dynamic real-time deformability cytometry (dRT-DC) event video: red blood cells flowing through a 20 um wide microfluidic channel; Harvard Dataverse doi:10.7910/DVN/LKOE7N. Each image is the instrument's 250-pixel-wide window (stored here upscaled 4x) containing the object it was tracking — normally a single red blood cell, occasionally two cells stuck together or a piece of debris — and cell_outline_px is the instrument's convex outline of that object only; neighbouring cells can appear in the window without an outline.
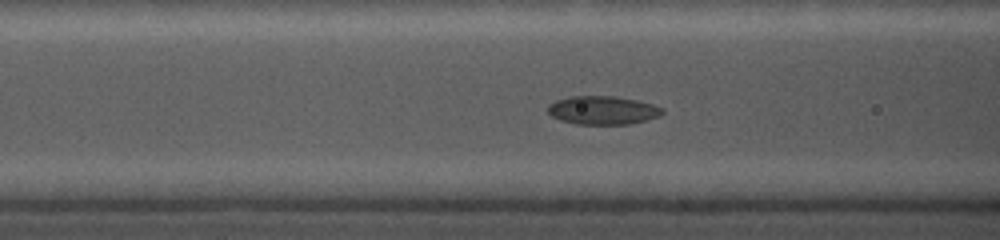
{"species": "common noctule bat (a hibernating species)", "species_latin": "Nyctalus noctula", "temperature_condition": "cold", "stored_images_in_passage": 60, "camera_frame_rate_fps": 5000, "um_per_image_px": 0.085, "animal": {"sex": "female", "body_mass_g": 19.0, "forearm_length_mm": 56.7}, "frame": {"image": 1, "passage_image": 9, "time_ms": 3.0, "image_size_px": [1000, 240], "cell_outline_px": [[664, 112], [660, 116], [628, 124], [576, 124], [560, 120], [552, 116], [548, 112], [548, 104], [556, 100], [568, 96], [616, 96], [636, 100], [652, 104], [664, 108]], "centroid_in_image_um": [51.22, 9.36], "position_along_channel_um": 115.4, "area_um2": 19.02}}
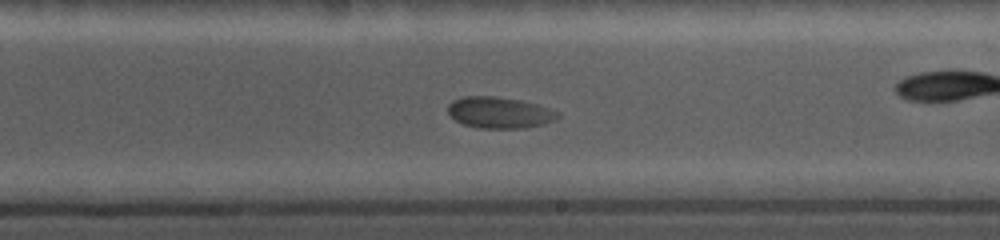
{"frame": {"image": 2, "passage_image": 25, "time_ms": 6.6, "image_size_px": [1000, 240], "cell_outline_px": [[560, 116], [544, 124], [524, 128], [476, 128], [464, 124], [456, 120], [448, 112], [448, 104], [452, 100], [460, 96], [492, 96], [520, 100], [536, 104], [560, 112]], "centroid_in_image_um": [42.43, 9.56], "position_along_channel_um": 246.6, "area_um2": 20.0}}
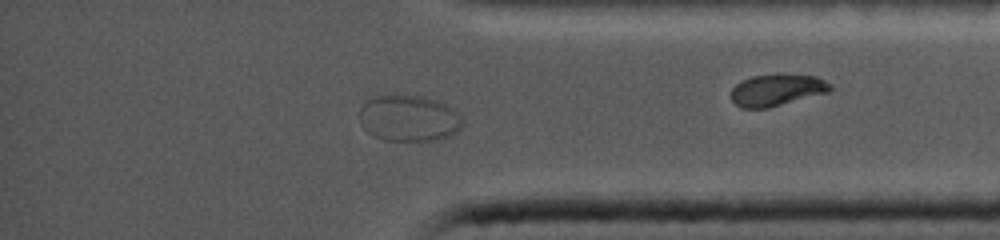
{"frame": {"image": 3, "passage_image": 49, "time_ms": 10.8, "image_size_px": [1000, 240], "cell_outline_px": [[464, 120], [460, 128], [452, 136], [440, 140], [384, 140], [372, 136], [364, 128], [360, 120], [360, 108], [372, 96], [420, 96], [436, 100], [460, 112]], "centroid_in_image_um": [34.79, 10.07], "position_along_channel_um": 400.4, "area_um2": 27.8}}